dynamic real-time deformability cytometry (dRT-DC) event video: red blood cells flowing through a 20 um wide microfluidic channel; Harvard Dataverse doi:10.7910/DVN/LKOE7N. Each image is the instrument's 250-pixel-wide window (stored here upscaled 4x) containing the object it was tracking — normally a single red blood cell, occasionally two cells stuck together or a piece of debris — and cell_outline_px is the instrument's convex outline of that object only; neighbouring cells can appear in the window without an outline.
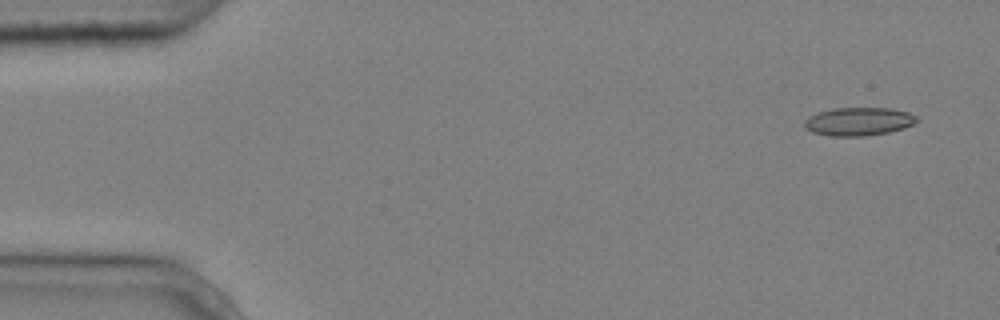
{"species": "common noctule bat (a hibernating species)", "species_latin": "Nyctalus noctula", "temperature_condition": "cold", "stored_images_in_passage": 5, "camera_frame_rate_fps": 3000, "um_per_image_px": 0.085, "animal": {"sex": "male", "body_mass_g": 20.4}, "frame": {"image": 1, "passage_image": 1, "time_ms": 0.0, "image_size_px": [1000, 320], "cell_outline_px": [[920, 120], [904, 128], [888, 132], [864, 136], [832, 136], [812, 132], [804, 128], [804, 120], [808, 116], [816, 112], [832, 108], [892, 108], [908, 112], [916, 116]], "centroid_in_image_um": [72.95, 10.32], "position_along_channel_um": 12.0, "area_um2": 18.67}}
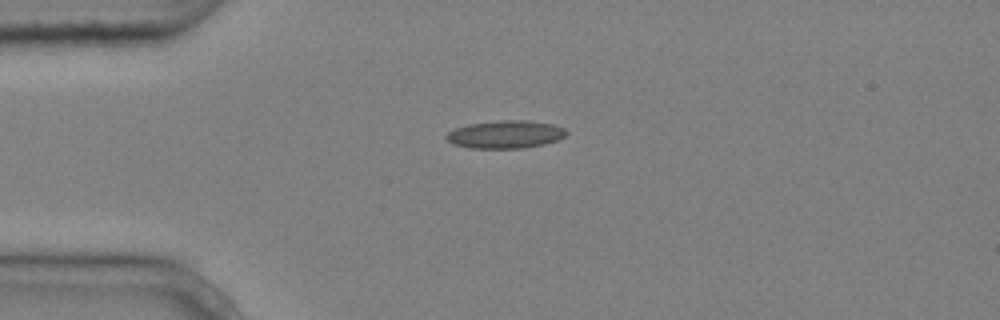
{"frame": {"image": 2, "passage_image": 4, "time_ms": 1.0, "image_size_px": [1000, 320], "cell_outline_px": [[568, 132], [560, 140], [544, 144], [524, 148], [472, 148], [452, 144], [444, 136], [448, 132], [456, 128], [468, 124], [496, 120], [528, 120], [552, 124], [564, 128]], "centroid_in_image_um": [42.97, 11.42], "position_along_channel_um": 42.0, "area_um2": 19.59}}